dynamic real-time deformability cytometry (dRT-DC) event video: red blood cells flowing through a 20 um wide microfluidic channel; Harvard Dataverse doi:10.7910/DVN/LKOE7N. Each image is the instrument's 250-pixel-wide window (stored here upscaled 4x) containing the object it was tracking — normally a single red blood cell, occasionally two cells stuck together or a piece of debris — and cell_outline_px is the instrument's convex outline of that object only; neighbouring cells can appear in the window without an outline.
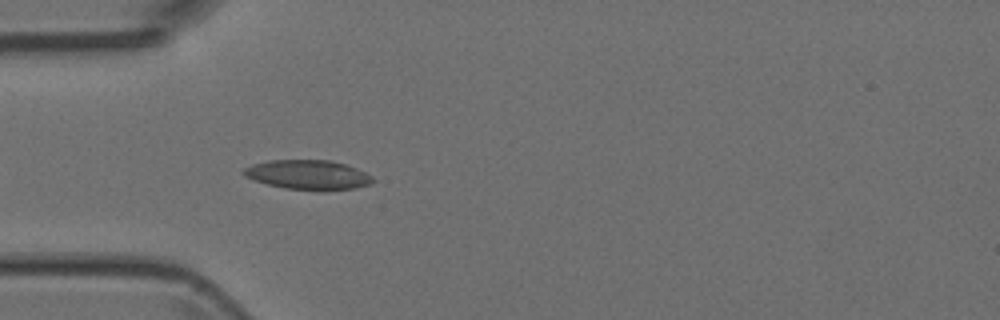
{"species": "Egyptian fruit bat (a non-hibernating species)", "species_latin": "Rousettus aegyptiacus", "temperature_condition": "room temperature", "stored_images_in_passage": 4, "camera_frame_rate_fps": 3000, "um_per_image_px": 0.085, "animal": {"sex": "female"}, "frame": {"image": 1, "passage_image": 4, "time_ms": 4.333, "image_size_px": [1000, 320], "cell_outline_px": [[376, 180], [372, 184], [356, 188], [324, 192], [320, 192], [284, 188], [252, 180], [244, 176], [240, 172], [244, 168], [252, 164], [268, 160], [328, 160], [344, 164], [356, 168], [372, 176]], "centroid_in_image_um": [26.19, 14.88], "position_along_channel_um": 58.8, "area_um2": 22.77}}